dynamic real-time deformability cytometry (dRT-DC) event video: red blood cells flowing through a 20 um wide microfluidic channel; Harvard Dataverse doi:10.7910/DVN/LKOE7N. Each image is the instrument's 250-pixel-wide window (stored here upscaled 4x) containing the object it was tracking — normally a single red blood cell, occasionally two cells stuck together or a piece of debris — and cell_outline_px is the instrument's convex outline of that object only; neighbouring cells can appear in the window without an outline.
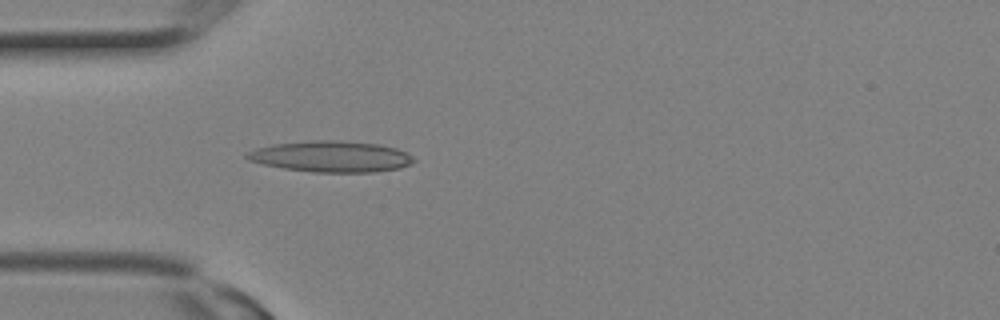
{"species": "Egyptian fruit bat (a non-hibernating species)", "species_latin": "Rousettus aegyptiacus", "temperature_condition": "room temperature", "stored_images_in_passage": 4, "camera_frame_rate_fps": 3000, "um_per_image_px": 0.085, "animal": {"sex": "female"}, "frame": {"image": 1, "passage_image": 3, "time_ms": 0.667, "image_size_px": [1000, 320], "cell_outline_px": [[416, 160], [412, 164], [400, 168], [372, 172], [312, 172], [284, 168], [264, 164], [248, 160], [244, 156], [244, 152], [256, 148], [272, 144], [312, 140], [340, 140], [380, 144], [396, 148], [412, 156]], "centroid_in_image_um": [28.13, 13.29], "position_along_channel_um": 56.9, "area_um2": 30.4}}